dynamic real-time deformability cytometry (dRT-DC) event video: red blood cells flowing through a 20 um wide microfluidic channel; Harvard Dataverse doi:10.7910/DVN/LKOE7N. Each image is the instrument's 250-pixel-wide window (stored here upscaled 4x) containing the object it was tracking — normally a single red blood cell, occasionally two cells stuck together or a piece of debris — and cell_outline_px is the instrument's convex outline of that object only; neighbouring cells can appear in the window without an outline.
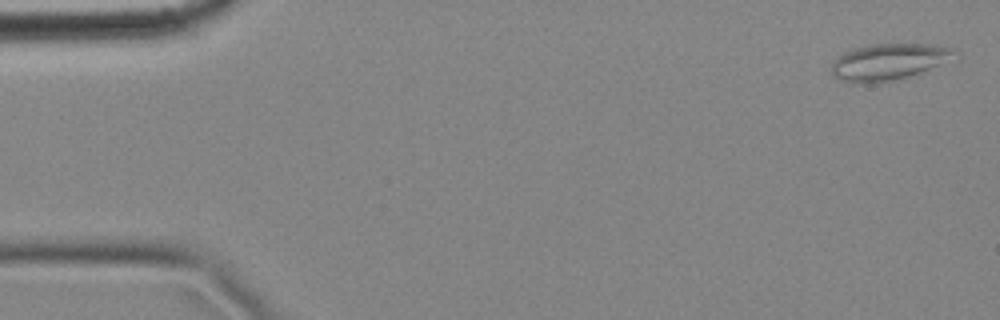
{"species": "common noctule bat (a hibernating species)", "species_latin": "Nyctalus noctula", "temperature_condition": "cold", "stored_images_in_passage": 9, "camera_frame_rate_fps": 3000, "um_per_image_px": 0.085, "animal": {"sex": "female", "body_mass_g": 18.4}, "frame": {"image": 1, "passage_image": 1, "time_ms": 0.0, "image_size_px": [1000, 320], "cell_outline_px": [[960, 56], [920, 72], [908, 76], [892, 80], [872, 84], [864, 84], [840, 80], [832, 76], [832, 64], [844, 52], [868, 44], [932, 44], [956, 48], [960, 52]], "centroid_in_image_um": [75.59, 5.24], "position_along_channel_um": 9.4, "area_um2": 26.24}}